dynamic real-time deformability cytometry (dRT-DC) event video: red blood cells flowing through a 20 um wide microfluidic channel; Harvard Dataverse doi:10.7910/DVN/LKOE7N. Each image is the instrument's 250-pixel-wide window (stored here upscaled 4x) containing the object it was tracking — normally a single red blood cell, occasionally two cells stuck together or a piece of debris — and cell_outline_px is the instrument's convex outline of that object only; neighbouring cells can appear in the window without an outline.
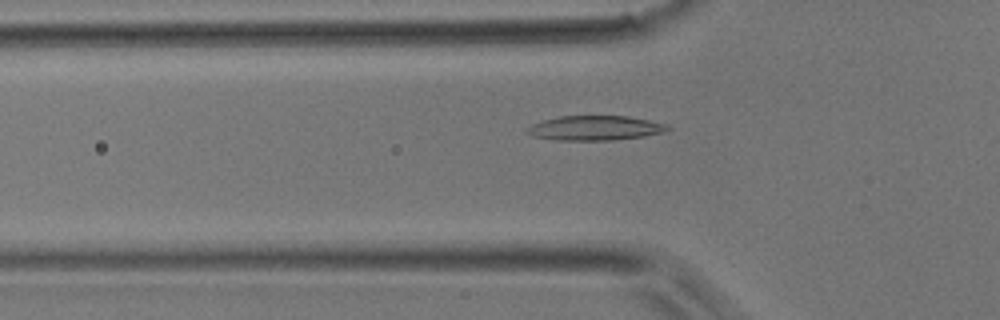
{"species": "common noctule bat (a hibernating species)", "species_latin": "Nyctalus noctula", "temperature_condition": "room temperature", "stored_images_in_passage": 35, "camera_frame_rate_fps": 3000, "um_per_image_px": 0.085, "animal": {"sex": "male", "body_mass_g": 17.9}, "frame": {"image": 1, "passage_image": 5, "time_ms": 1.333, "image_size_px": [1000, 320], "cell_outline_px": [[672, 128], [660, 132], [644, 136], [612, 140], [556, 140], [532, 136], [524, 132], [524, 128], [532, 124], [544, 120], [560, 116], [628, 116], [648, 120], [664, 124]], "centroid_in_image_um": [50.49, 10.88], "position_along_channel_um": 75.3, "area_um2": 20.06}}
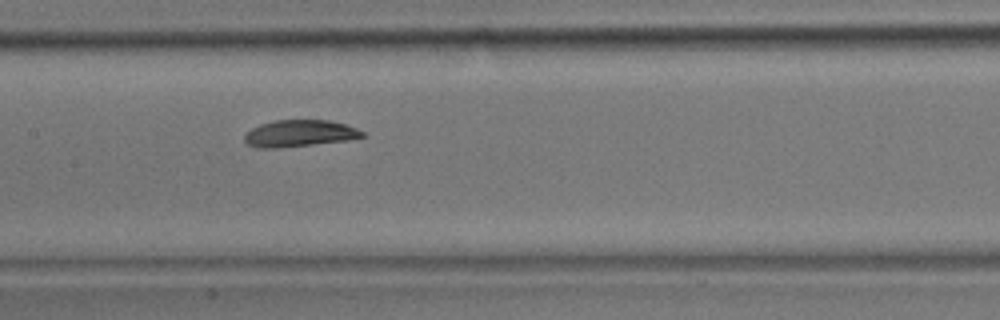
{"frame": {"image": 2, "passage_image": 12, "time_ms": 3.667, "image_size_px": [1000, 320], "cell_outline_px": [[368, 136], [348, 140], [280, 148], [256, 148], [248, 144], [244, 140], [244, 136], [252, 128], [260, 124], [276, 120], [328, 120], [344, 124], [356, 128], [364, 132]], "centroid_in_image_um": [25.47, 11.34], "position_along_channel_um": 181.9, "area_um2": 18.38}}
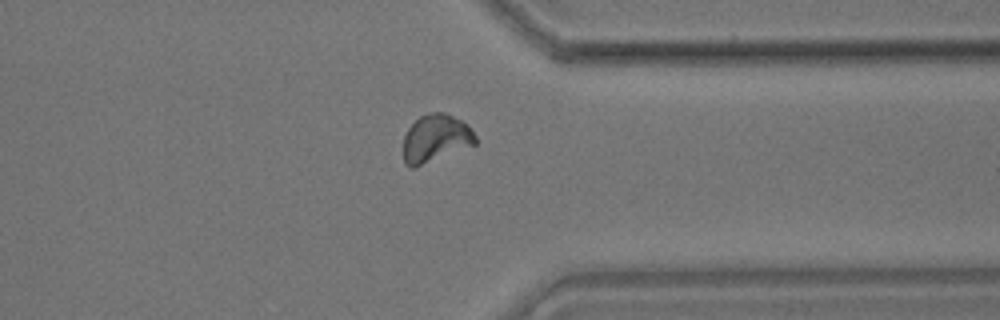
{"frame": {"image": 3, "passage_image": 25, "time_ms": 8.0, "image_size_px": [1000, 320], "cell_outline_px": [[476, 144], [416, 168], [412, 168], [404, 164], [404, 136], [408, 128], [420, 116], [428, 112], [444, 112], [468, 124], [476, 136]], "centroid_in_image_um": [37.03, 11.77], "position_along_channel_um": 374.4, "area_um2": 20.17}}